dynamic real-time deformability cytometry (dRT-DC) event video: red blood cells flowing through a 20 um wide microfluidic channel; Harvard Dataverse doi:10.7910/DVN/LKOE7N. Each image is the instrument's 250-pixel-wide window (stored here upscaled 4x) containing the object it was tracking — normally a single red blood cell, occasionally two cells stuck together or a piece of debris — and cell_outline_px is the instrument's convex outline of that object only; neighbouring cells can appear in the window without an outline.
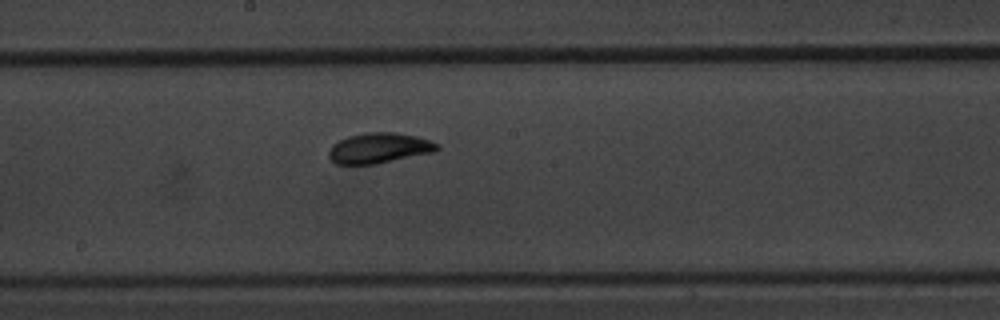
{"species": "common noctule bat (a hibernating species)", "species_latin": "Nyctalus noctula", "temperature_condition": "warm", "stored_images_in_passage": 10, "camera_frame_rate_fps": 3000, "um_per_image_px": 0.085, "animal": {"sex": "male", "body_mass_g": 20.1, "forearm_length_mm": 53.5}, "frame": {"image": 1, "passage_image": 10, "time_ms": 11.667, "image_size_px": [1000, 320], "cell_outline_px": [[440, 148], [436, 152], [376, 164], [336, 164], [328, 156], [328, 152], [332, 144], [348, 136], [364, 132], [396, 132], [416, 136], [440, 144]], "centroid_in_image_um": [32.25, 12.58], "position_along_channel_um": 216.0, "area_um2": 19.36}}